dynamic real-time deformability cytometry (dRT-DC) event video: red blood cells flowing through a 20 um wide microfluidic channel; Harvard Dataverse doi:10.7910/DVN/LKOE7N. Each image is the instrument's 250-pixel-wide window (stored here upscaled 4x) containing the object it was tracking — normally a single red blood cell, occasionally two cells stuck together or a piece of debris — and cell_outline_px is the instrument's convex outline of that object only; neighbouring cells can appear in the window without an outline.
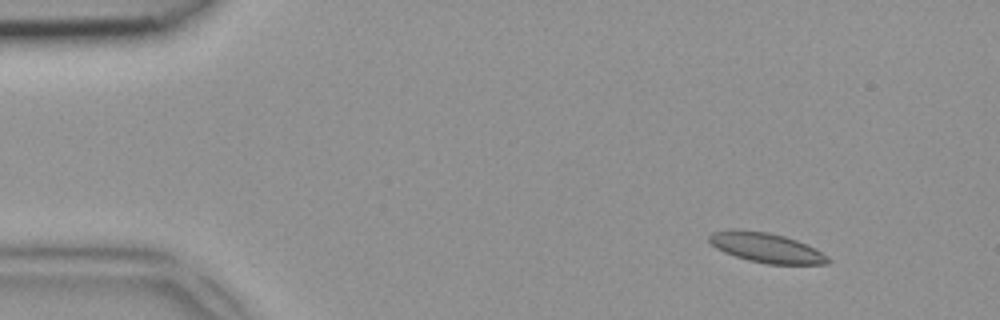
{"species": "common noctule bat (a hibernating species)", "species_latin": "Nyctalus noctula", "temperature_condition": "room temperature", "stored_images_in_passage": 47, "camera_frame_rate_fps": 3000, "um_per_image_px": 0.085, "animal": {"sex": "female", "body_mass_g": 18.4}, "frame": {"image": 1, "passage_image": 5, "time_ms": 1.333, "image_size_px": [1000, 320], "cell_outline_px": [[832, 260], [828, 264], [768, 264], [748, 260], [724, 252], [716, 248], [708, 240], [708, 236], [712, 232], [728, 228], [732, 228], [768, 232], [784, 236], [796, 240], [828, 256]], "centroid_in_image_um": [65.08, 21.04], "position_along_channel_um": 19.9, "area_um2": 20.58}}
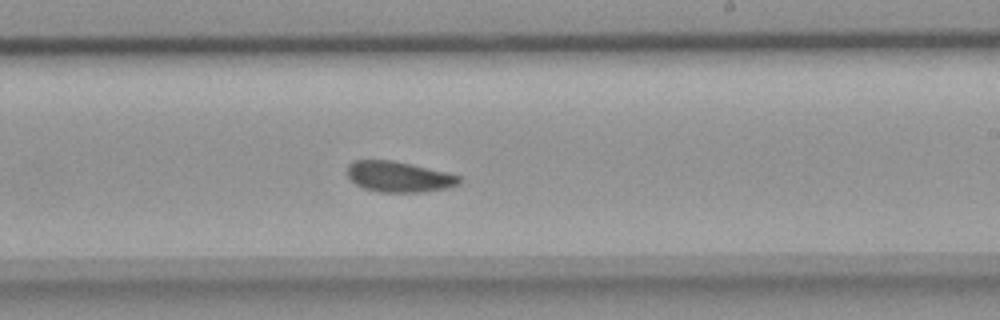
{"frame": {"image": 2, "passage_image": 28, "time_ms": 9.0, "image_size_px": [1000, 320], "cell_outline_px": [[460, 184], [448, 188], [420, 192], [380, 192], [364, 188], [356, 184], [344, 172], [348, 164], [352, 160], [392, 160], [412, 164], [448, 172], [460, 176]], "centroid_in_image_um": [33.88, 15.01], "position_along_channel_um": 255.1, "area_um2": 20.23}}
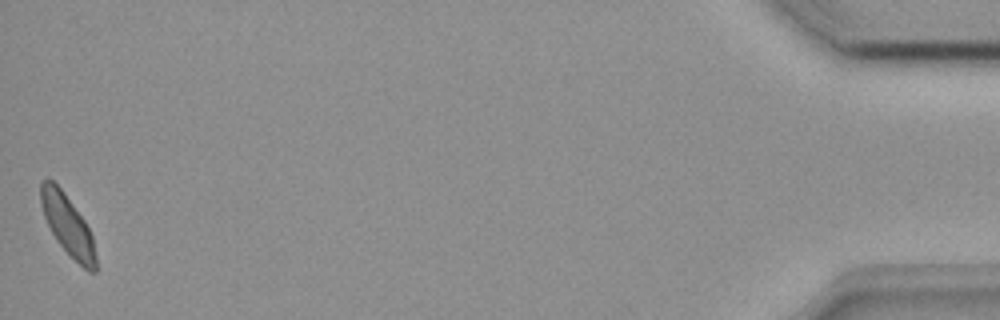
{"frame": {"image": 3, "passage_image": 47, "time_ms": 15.333, "image_size_px": [1000, 320], "cell_outline_px": [[96, 272], [88, 272], [56, 240], [44, 216], [40, 204], [40, 184], [48, 176], [64, 192], [84, 220], [92, 236], [96, 256]], "centroid_in_image_um": [5.74, 19.1], "position_along_channel_um": 429.5, "area_um2": 19.02}}